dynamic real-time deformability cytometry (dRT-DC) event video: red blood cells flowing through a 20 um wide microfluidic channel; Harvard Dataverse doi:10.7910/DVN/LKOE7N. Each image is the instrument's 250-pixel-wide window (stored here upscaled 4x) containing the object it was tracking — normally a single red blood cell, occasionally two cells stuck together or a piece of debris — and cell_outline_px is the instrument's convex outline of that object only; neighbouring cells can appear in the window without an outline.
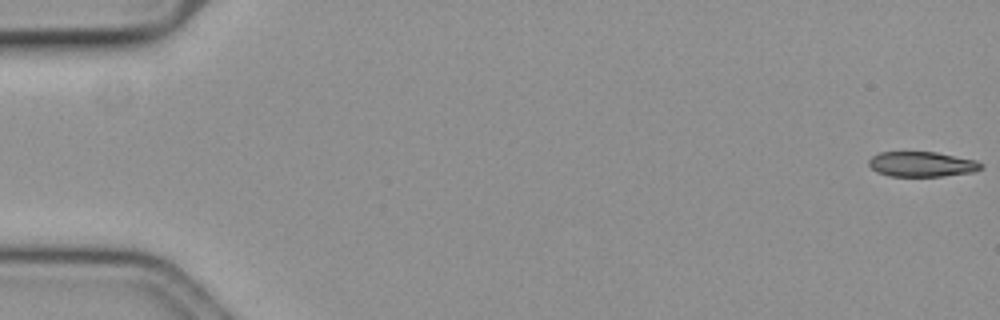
{"species": "common noctule bat (a hibernating species)", "species_latin": "Nyctalus noctula", "temperature_condition": "cold", "stored_images_in_passage": 18, "camera_frame_rate_fps": 3000, "um_per_image_px": 0.085, "animal": {"sex": "female", "body_mass_g": 19.3, "forearm_length_mm": 54.1}, "frame": {"image": 1, "passage_image": 1, "time_ms": 0.0, "image_size_px": [1000, 320], "cell_outline_px": [[984, 168], [972, 172], [940, 176], [892, 176], [876, 172], [868, 164], [868, 160], [872, 156], [880, 152], [936, 152], [976, 160], [984, 164]], "centroid_in_image_um": [78.37, 13.95], "position_along_channel_um": 6.6, "area_um2": 16.42}}
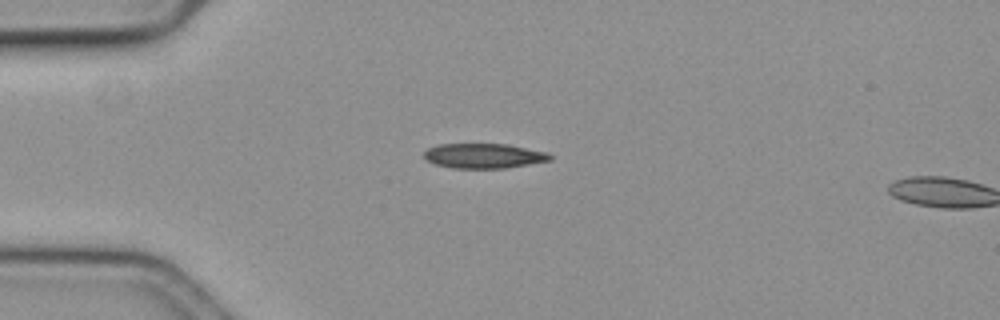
{"frame": {"image": 2, "passage_image": 16, "time_ms": 5.0, "image_size_px": [1000, 320], "cell_outline_px": [[552, 160], [504, 168], [452, 168], [436, 164], [428, 160], [424, 156], [424, 152], [428, 148], [436, 144], [508, 144], [548, 152], [552, 156]], "centroid_in_image_um": [41.14, 13.24], "position_along_channel_um": 43.9, "area_um2": 18.21}}